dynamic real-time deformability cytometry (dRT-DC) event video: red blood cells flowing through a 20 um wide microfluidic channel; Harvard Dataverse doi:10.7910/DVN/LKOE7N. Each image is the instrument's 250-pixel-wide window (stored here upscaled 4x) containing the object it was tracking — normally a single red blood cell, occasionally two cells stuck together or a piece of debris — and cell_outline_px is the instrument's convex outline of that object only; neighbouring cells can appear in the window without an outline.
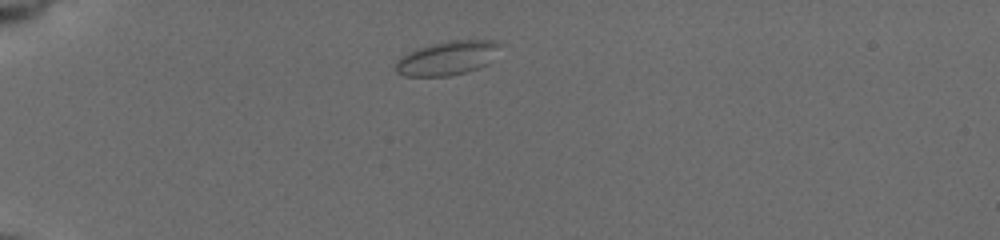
{"species": "common noctule bat (a hibernating species)", "species_latin": "Nyctalus noctula", "temperature_condition": "cold", "stored_images_in_passage": 42, "camera_frame_rate_fps": 3000, "um_per_image_px": 0.085, "animal": {"sex": "female", "body_mass_g": 19.5, "forearm_length_mm": 54.1}, "frame": {"image": 1, "passage_image": 1, "time_ms": 0.0, "image_size_px": [1000, 240], "cell_outline_px": [[500, 44], [488, 64], [464, 72], [448, 76], [404, 76], [396, 72], [396, 64], [404, 56], [416, 48], [448, 40], [492, 40]], "centroid_in_image_um": [38.0, 4.93], "position_along_channel_um": 47.0, "area_um2": 20.17}}
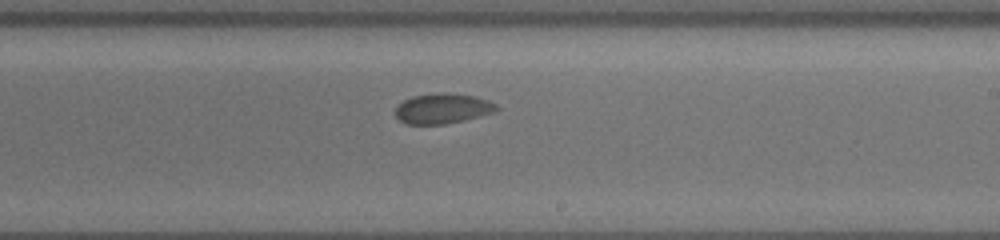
{"frame": {"image": 2, "passage_image": 21, "time_ms": 6.667, "image_size_px": [1000, 240], "cell_outline_px": [[500, 108], [496, 112], [464, 120], [444, 124], [404, 124], [396, 116], [396, 108], [404, 100], [412, 96], [440, 92], [448, 92], [476, 96], [488, 100], [496, 104]], "centroid_in_image_um": [37.66, 9.21], "position_along_channel_um": 251.3, "area_um2": 17.92}}
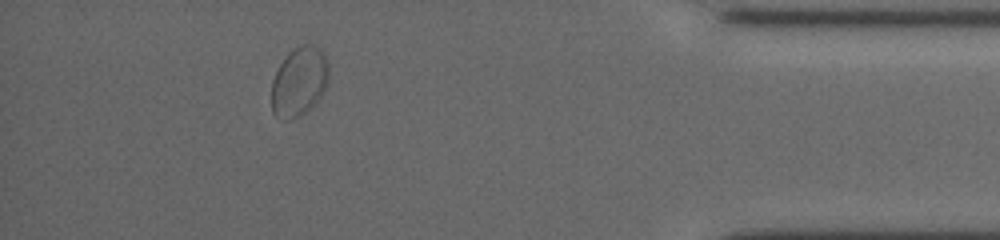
{"frame": {"image": 3, "passage_image": 37, "time_ms": 12.0, "image_size_px": [1000, 240], "cell_outline_px": [[328, 80], [324, 92], [316, 104], [312, 108], [288, 120], [280, 120], [272, 112], [272, 80], [280, 64], [288, 52], [300, 44], [312, 44], [320, 48], [324, 52], [328, 64]], "centroid_in_image_um": [25.44, 6.92], "position_along_channel_um": 409.8, "area_um2": 23.35}}